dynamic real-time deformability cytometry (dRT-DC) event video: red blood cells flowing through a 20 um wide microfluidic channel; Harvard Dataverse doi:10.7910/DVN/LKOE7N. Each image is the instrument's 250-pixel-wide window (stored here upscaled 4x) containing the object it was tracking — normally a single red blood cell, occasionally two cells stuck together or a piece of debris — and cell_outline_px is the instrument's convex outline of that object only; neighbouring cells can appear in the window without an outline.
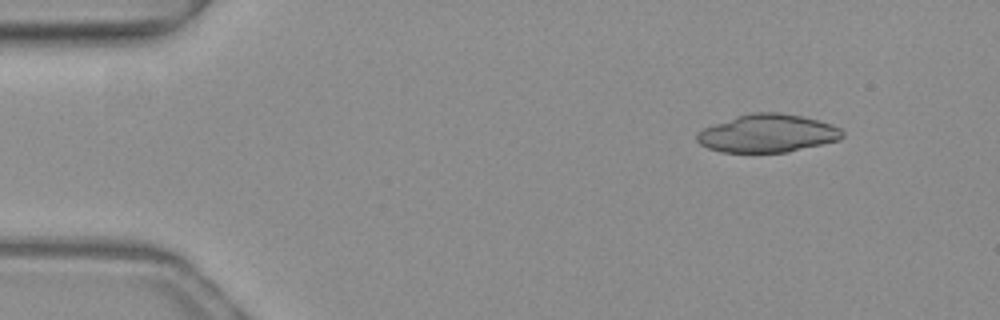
{"species": "common noctule bat (a hibernating species)", "species_latin": "Nyctalus noctula", "temperature_condition": "warm", "stored_images_in_passage": 46, "camera_frame_rate_fps": 3000, "um_per_image_px": 0.085, "animal": {"sex": "female", "body_mass_g": 19.3, "forearm_length_mm": 54.1}, "frame": {"image": 1, "passage_image": 1, "time_ms": 0.0, "image_size_px": [1000, 320], "cell_outline_px": [[844, 136], [840, 140], [788, 152], [720, 152], [708, 148], [700, 144], [696, 140], [696, 132], [704, 128], [736, 116], [752, 112], [780, 112], [800, 116], [832, 124], [840, 128], [844, 132]], "centroid_in_image_um": [65.24, 11.34], "position_along_channel_um": 19.8, "area_um2": 32.25}, "authors_computed_cell_mechanics": {"area_um2": 26.2701, "velocity_mm_per_s": 4.0046, "shape_relaxation_time_tau1_ms": 0.9791, "shape_relaxation_time_tau2_ms": 1.7716, "deformation_change_tau1": 0.264, "deformation_change_tau2": 0.1204}}